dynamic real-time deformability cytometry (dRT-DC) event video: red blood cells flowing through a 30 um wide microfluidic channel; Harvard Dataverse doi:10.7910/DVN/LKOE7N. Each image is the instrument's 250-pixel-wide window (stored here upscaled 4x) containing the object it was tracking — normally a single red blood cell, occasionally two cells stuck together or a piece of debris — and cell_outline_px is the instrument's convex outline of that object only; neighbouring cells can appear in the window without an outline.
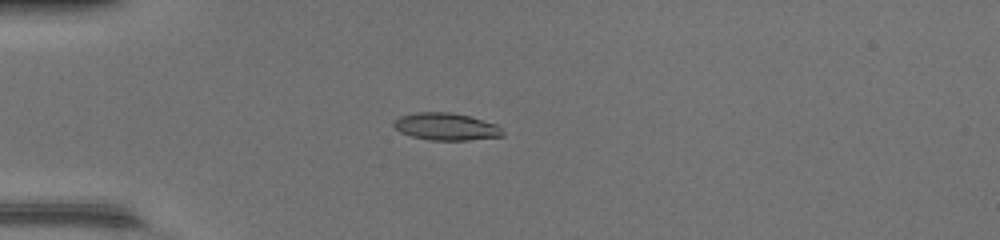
{"species": "common noctule bat (a hibernating species)", "species_latin": "Nyctalus noctula", "temperature_condition": "warm", "stored_images_in_passage": 35, "camera_frame_rate_fps": 3000, "um_per_image_px": 0.085, "animal": {"sex": "female", "body_mass_g": 17.0, "forearm_length_mm": 48.0}, "frame": {"image": 1, "passage_image": 1, "time_ms": 0.0, "image_size_px": [1000, 240], "cell_outline_px": [[504, 136], [468, 140], [428, 140], [412, 136], [400, 132], [392, 124], [392, 120], [400, 116], [416, 112], [452, 112], [468, 116], [496, 124], [504, 132]], "centroid_in_image_um": [37.89, 10.76], "position_along_channel_um": 47.1, "area_um2": 17.34}}
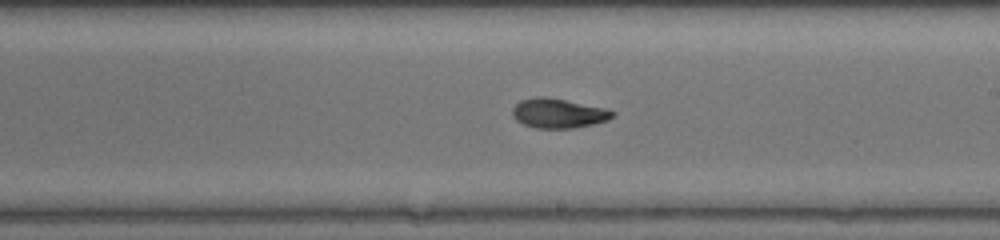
{"frame": {"image": 2, "passage_image": 16, "time_ms": 5.0, "image_size_px": [1000, 240], "cell_outline_px": [[616, 116], [608, 120], [592, 124], [572, 128], [536, 128], [524, 124], [516, 120], [512, 116], [512, 108], [520, 100], [536, 96], [544, 96], [604, 108], [616, 112]], "centroid_in_image_um": [47.44, 9.62], "position_along_channel_um": 241.6, "area_um2": 17.17}}
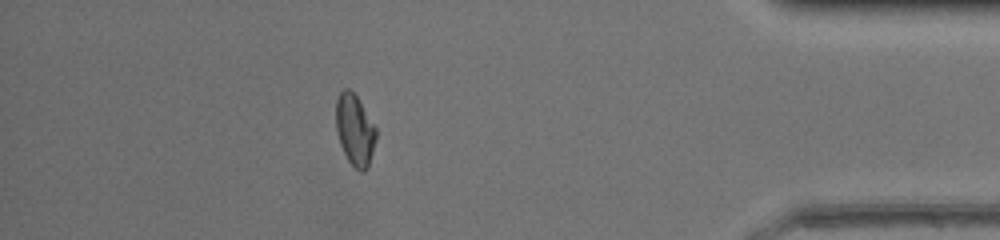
{"frame": {"image": 3, "passage_image": 30, "time_ms": 9.667, "image_size_px": [1000, 240], "cell_outline_px": [[376, 140], [368, 168], [364, 172], [360, 172], [348, 160], [340, 144], [336, 132], [336, 100], [340, 92], [344, 88], [348, 88], [356, 96], [376, 128]], "centroid_in_image_um": [30.15, 11.06], "position_along_channel_um": 405.0, "area_um2": 16.53}, "authors_computed_cell_mechanics": {"area_um2": 17.1666, "velocity_mm_per_s": 4.3837, "shape_relaxation_time_tau1_ms": 11.342, "shape_relaxation_time_tau2_ms": 2.6727, "deformation_change_tau1": 0.3465, "deformation_change_tau2": 0.0501}}